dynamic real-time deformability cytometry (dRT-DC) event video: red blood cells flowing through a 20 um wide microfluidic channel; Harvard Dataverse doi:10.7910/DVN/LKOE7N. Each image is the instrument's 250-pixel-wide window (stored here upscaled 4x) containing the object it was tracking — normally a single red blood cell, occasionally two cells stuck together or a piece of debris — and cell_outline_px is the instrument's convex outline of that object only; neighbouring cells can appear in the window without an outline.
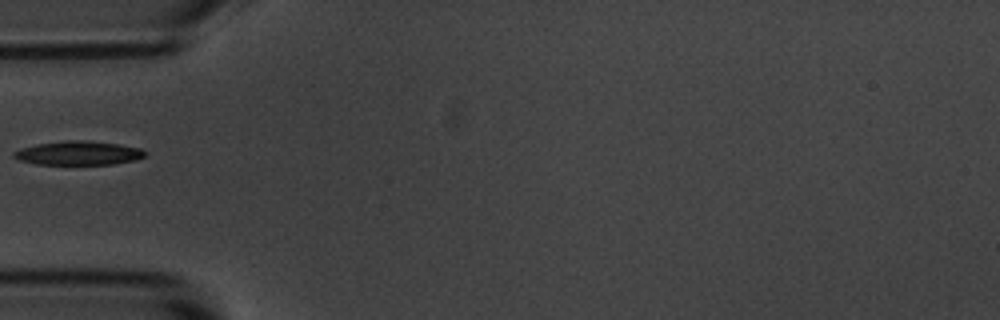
{"species": "common noctule bat (a hibernating species)", "species_latin": "Nyctalus noctula", "temperature_condition": "room temperature", "stored_images_in_passage": 38, "camera_frame_rate_fps": 3000, "um_per_image_px": 0.085, "animal": {"sex": "male", "body_mass_g": 20.1, "forearm_length_mm": 53.5}, "frame": {"image": 1, "passage_image": 1, "time_ms": 0.0, "image_size_px": [1000, 320], "cell_outline_px": [[148, 152], [144, 156], [136, 160], [112, 164], [36, 164], [20, 160], [12, 156], [12, 152], [20, 148], [36, 144], [68, 140], [84, 140], [116, 144], [140, 148]], "centroid_in_image_um": [6.65, 13.01], "position_along_channel_um": 78.4, "area_um2": 18.21}}
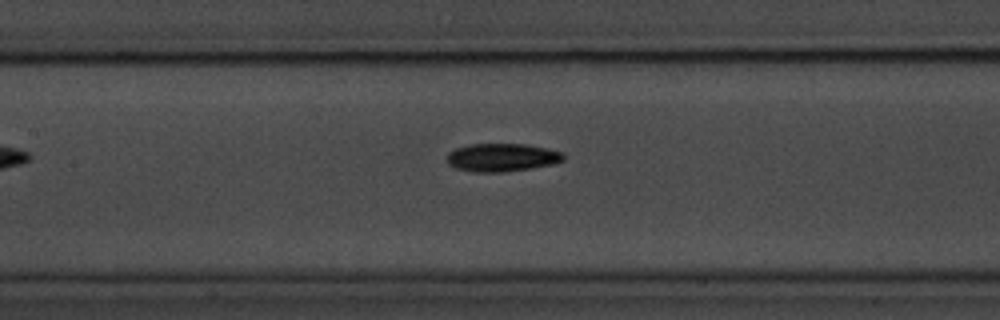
{"frame": {"image": 2, "passage_image": 8, "time_ms": 2.333, "image_size_px": [1000, 320], "cell_outline_px": [[564, 160], [552, 164], [532, 168], [504, 172], [472, 172], [456, 168], [448, 164], [448, 152], [456, 148], [472, 144], [524, 144], [544, 148], [560, 152], [564, 156]], "centroid_in_image_um": [42.63, 13.39], "position_along_channel_um": 164.8, "area_um2": 18.9}}
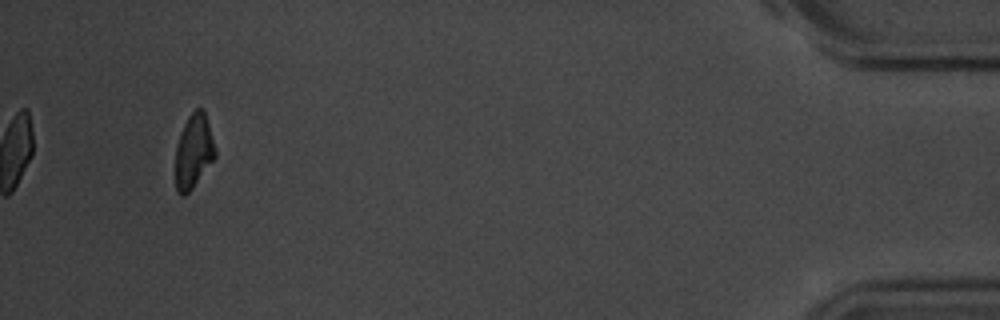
{"frame": {"image": 3, "passage_image": 35, "time_ms": 11.333, "image_size_px": [1000, 320], "cell_outline_px": [[216, 156], [192, 188], [184, 196], [180, 196], [176, 192], [176, 144], [180, 132], [188, 116], [196, 108], [204, 108], [216, 152]], "centroid_in_image_um": [16.44, 12.85], "position_along_channel_um": 418.8, "area_um2": 17.05}}